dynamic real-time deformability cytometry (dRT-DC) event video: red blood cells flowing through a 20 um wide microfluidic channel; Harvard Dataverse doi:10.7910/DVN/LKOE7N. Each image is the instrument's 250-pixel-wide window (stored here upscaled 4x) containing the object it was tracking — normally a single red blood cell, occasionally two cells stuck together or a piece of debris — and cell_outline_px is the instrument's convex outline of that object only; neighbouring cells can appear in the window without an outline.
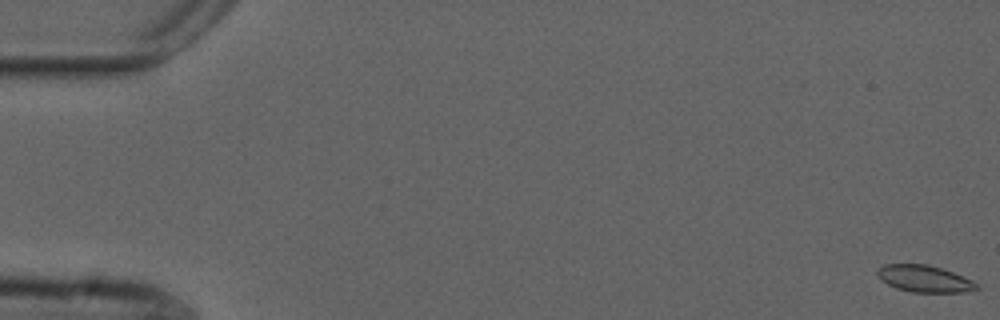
{"species": "common noctule bat (a hibernating species)", "species_latin": "Nyctalus noctula", "temperature_condition": "cold", "stored_images_in_passage": 56, "camera_frame_rate_fps": 3000, "um_per_image_px": 0.085, "animal": {"sex": "male", "forearm_length_mm": 52.5}, "frame": {"image": 1, "passage_image": 1, "time_ms": 0.0, "image_size_px": [1000, 320], "cell_outline_px": [[980, 288], [964, 292], [912, 292], [896, 288], [888, 284], [876, 272], [884, 264], [928, 264], [952, 272], [972, 280], [980, 284]], "centroid_in_image_um": [78.63, 23.69], "position_along_channel_um": 6.4, "area_um2": 15.32}}
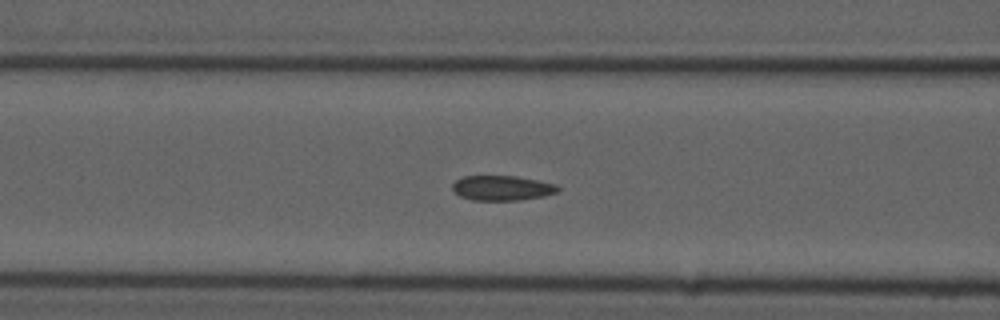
{"frame": {"image": 2, "passage_image": 23, "time_ms": 7.333, "image_size_px": [1000, 320], "cell_outline_px": [[560, 188], [556, 192], [544, 196], [520, 200], [472, 200], [460, 196], [452, 188], [452, 184], [456, 180], [464, 176], [516, 176], [556, 184]], "centroid_in_image_um": [42.67, 15.98], "position_along_channel_um": 123.9, "area_um2": 15.2}}
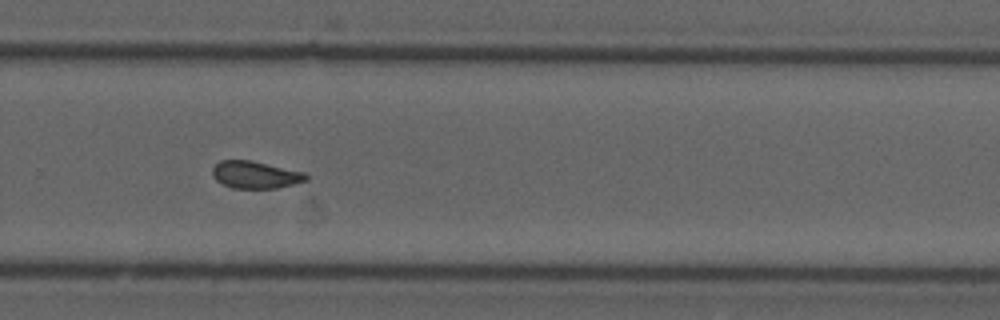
{"frame": {"image": 3, "passage_image": 38, "time_ms": 12.333, "image_size_px": [1000, 320], "cell_outline_px": [[308, 180], [276, 188], [232, 188], [216, 180], [212, 176], [212, 168], [220, 160], [252, 160], [304, 172], [308, 176]], "centroid_in_image_um": [21.69, 14.85], "position_along_channel_um": 308.1, "area_um2": 14.85}, "authors_computed_cell_mechanics": {"area_um2": 15.5771, "velocity_mm_per_s": 3.6958, "shape_relaxation_time_tau1_ms": null, "shape_relaxation_time_tau2_ms": 1.8235, "deformation_change_tau1": null, "deformation_change_tau2": 0.0646}}